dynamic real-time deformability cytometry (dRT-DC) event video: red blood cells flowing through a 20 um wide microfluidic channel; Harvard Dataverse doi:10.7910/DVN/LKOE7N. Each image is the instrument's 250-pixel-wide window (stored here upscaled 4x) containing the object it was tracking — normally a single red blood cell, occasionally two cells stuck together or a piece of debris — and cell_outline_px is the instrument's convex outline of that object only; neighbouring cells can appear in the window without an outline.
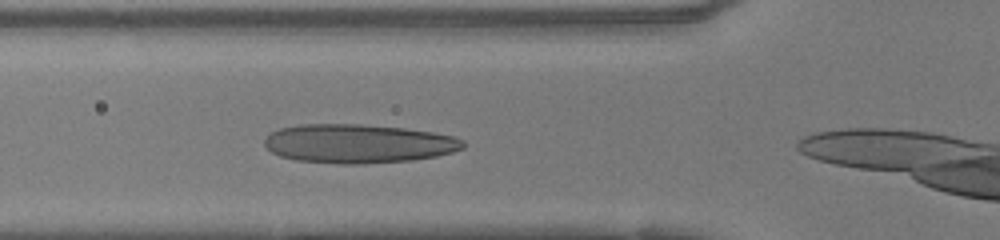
{"species": "human", "species_latin": "Homo sapiens", "temperature_condition": "warm", "stored_images_in_passage": 11, "camera_frame_rate_fps": 3000, "um_per_image_px": 0.085, "donor": {"sex": "female"}, "frame": {"image": 1, "passage_image": 4, "time_ms": 1.0, "image_size_px": [1000, 240], "cell_outline_px": [[464, 148], [452, 152], [436, 156], [412, 160], [364, 164], [340, 164], [296, 160], [280, 156], [272, 152], [264, 144], [264, 140], [272, 132], [280, 128], [300, 124], [360, 124], [404, 128], [432, 132], [456, 136], [464, 140]], "centroid_in_image_um": [30.47, 12.21], "position_along_channel_um": 95.3, "area_um2": 45.14}}
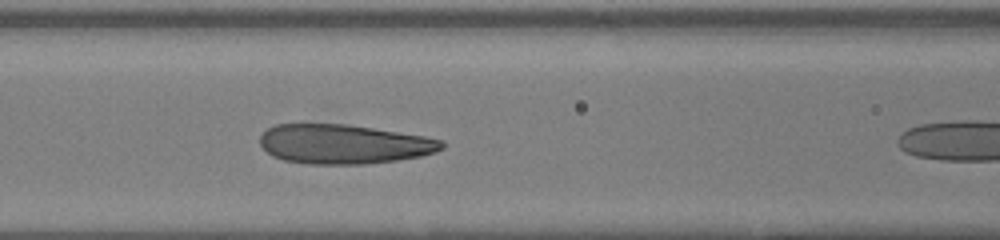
{"frame": {"image": 2, "passage_image": 7, "time_ms": 2.0, "image_size_px": [1000, 240], "cell_outline_px": [[444, 148], [436, 152], [420, 156], [396, 160], [364, 164], [304, 164], [284, 160], [272, 156], [260, 144], [260, 136], [268, 128], [276, 124], [344, 124], [372, 128], [424, 136], [444, 140]], "centroid_in_image_um": [29.22, 12.25], "position_along_channel_um": 137.4, "area_um2": 41.67}}
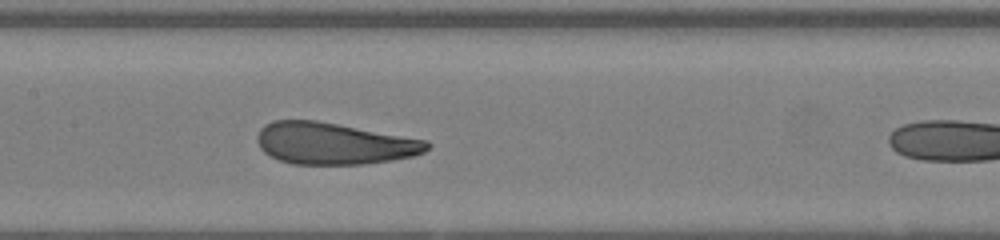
{"frame": {"image": 3, "passage_image": 10, "time_ms": 3.0, "image_size_px": [1000, 240], "cell_outline_px": [[432, 144], [424, 152], [412, 156], [392, 160], [364, 164], [292, 164], [280, 160], [264, 152], [260, 148], [256, 140], [256, 136], [260, 128], [264, 124], [272, 120], [316, 120], [428, 140]], "centroid_in_image_um": [28.36, 12.19], "position_along_channel_um": 179.0, "area_um2": 41.44}}